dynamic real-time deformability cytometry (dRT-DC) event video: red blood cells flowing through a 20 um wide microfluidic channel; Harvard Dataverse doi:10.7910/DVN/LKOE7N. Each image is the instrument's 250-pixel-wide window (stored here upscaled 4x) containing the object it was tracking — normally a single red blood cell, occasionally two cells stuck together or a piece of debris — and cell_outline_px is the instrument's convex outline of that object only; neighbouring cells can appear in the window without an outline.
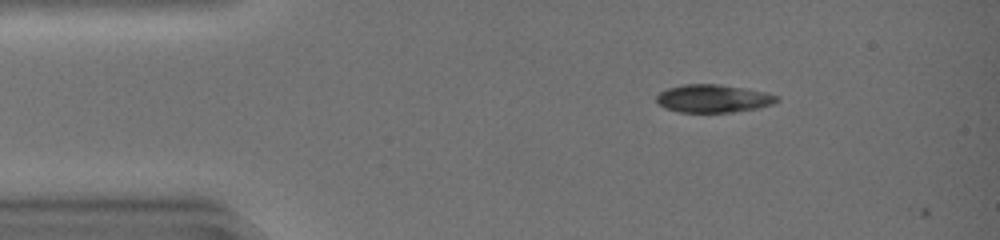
{"species": "common noctule bat (a hibernating species)", "species_latin": "Nyctalus noctula", "temperature_condition": "warm", "stored_images_in_passage": 3, "camera_frame_rate_fps": 3000, "um_per_image_px": 0.085, "animal": {"sex": "female", "body_mass_g": 19.0, "forearm_length_mm": 51.5}, "frame": {"image": 1, "passage_image": 2, "time_ms": 0.333, "image_size_px": [1000, 240], "cell_outline_px": [[780, 100], [772, 104], [756, 108], [732, 112], [676, 112], [664, 108], [656, 104], [656, 96], [660, 92], [668, 88], [684, 84], [716, 84], [764, 92], [776, 96]], "centroid_in_image_um": [60.54, 8.38], "position_along_channel_um": 24.5, "area_um2": 19.42}}